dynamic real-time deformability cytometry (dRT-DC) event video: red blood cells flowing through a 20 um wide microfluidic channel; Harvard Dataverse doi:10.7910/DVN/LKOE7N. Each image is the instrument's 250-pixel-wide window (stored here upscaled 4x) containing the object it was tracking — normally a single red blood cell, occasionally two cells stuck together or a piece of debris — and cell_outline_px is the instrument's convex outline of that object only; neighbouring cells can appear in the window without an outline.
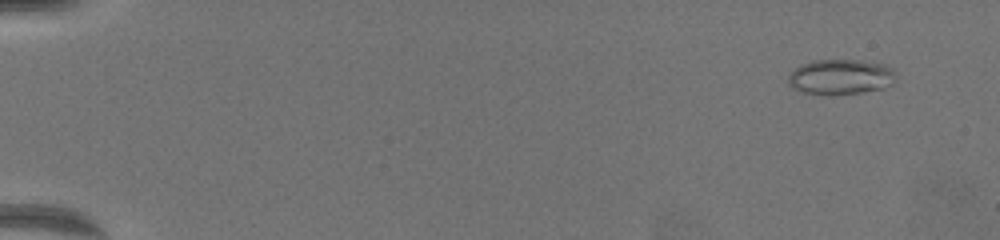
{"species": "common noctule bat (a hibernating species)", "species_latin": "Nyctalus noctula", "temperature_condition": "warm", "stored_images_in_passage": 62, "camera_frame_rate_fps": 3000, "um_per_image_px": 0.085, "animal": {"sex": "female", "body_mass_g": 19.5, "forearm_length_mm": 54.1}, "frame": {"image": 1, "passage_image": 2, "time_ms": 0.333, "image_size_px": [1000, 240], "cell_outline_px": [[896, 76], [892, 84], [880, 88], [860, 92], [800, 92], [792, 88], [788, 84], [788, 76], [796, 68], [812, 60], [864, 60], [884, 64], [892, 68]], "centroid_in_image_um": [71.46, 6.49], "position_along_channel_um": 13.5, "area_um2": 21.39}}
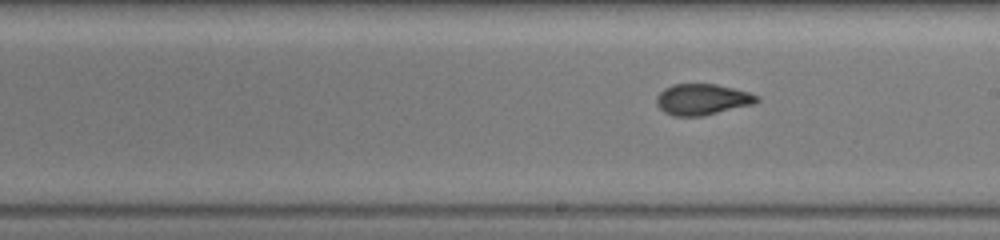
{"frame": {"image": 2, "passage_image": 36, "time_ms": 11.667, "image_size_px": [1000, 240], "cell_outline_px": [[760, 100], [752, 104], [704, 116], [672, 116], [664, 112], [656, 104], [656, 96], [664, 88], [672, 84], [716, 84], [748, 92], [760, 96]], "centroid_in_image_um": [59.67, 8.45], "position_along_channel_um": 229.3, "area_um2": 18.21}}
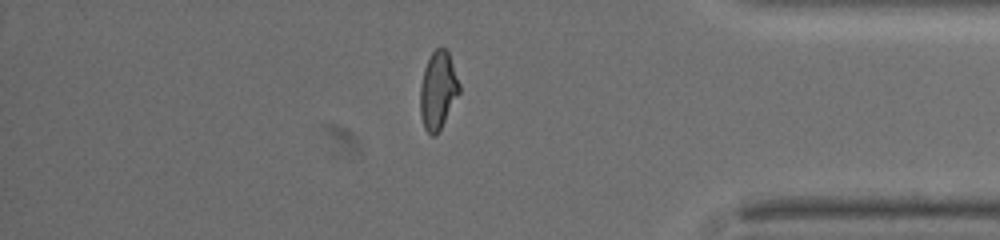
{"frame": {"image": 3, "passage_image": 53, "time_ms": 17.333, "image_size_px": [1000, 240], "cell_outline_px": [[460, 92], [436, 136], [432, 136], [424, 128], [420, 116], [420, 84], [424, 68], [432, 52], [436, 48], [444, 48], [448, 52], [460, 84]], "centroid_in_image_um": [37.21, 7.69], "position_along_channel_um": 398.0, "area_um2": 17.63}, "authors_computed_cell_mechanics": {"area_um2": 18.3804, "velocity_mm_per_s": 3.3569, "shape_relaxation_time_tau1_ms": 7.6573, "shape_relaxation_time_tau2_ms": 1.2889, "deformation_change_tau1": 0.1945, "deformation_change_tau2": 0.0655}}